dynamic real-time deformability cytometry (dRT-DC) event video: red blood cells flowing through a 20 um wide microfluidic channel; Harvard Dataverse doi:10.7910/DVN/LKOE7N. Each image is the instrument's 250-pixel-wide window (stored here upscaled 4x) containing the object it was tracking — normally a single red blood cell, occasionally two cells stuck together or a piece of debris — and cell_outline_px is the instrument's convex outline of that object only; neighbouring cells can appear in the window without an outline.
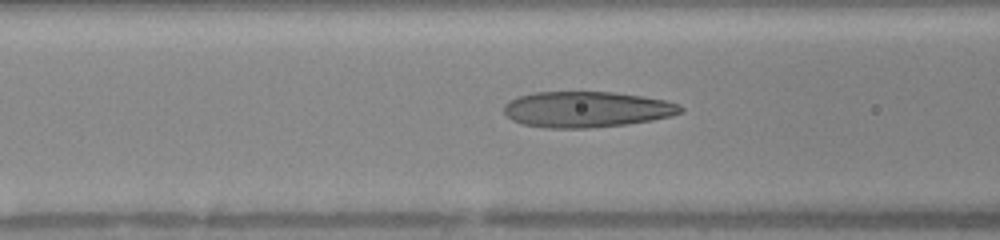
{"species": "human", "species_latin": "Homo sapiens", "temperature_condition": "warm", "stored_images_in_passage": 34, "camera_frame_rate_fps": 3000, "um_per_image_px": 0.085, "donor": {"sex": "female"}, "frame": {"image": 1, "passage_image": 10, "time_ms": 3.0, "image_size_px": [1000, 240], "cell_outline_px": [[684, 112], [672, 116], [652, 120], [628, 124], [592, 128], [544, 128], [520, 124], [512, 120], [504, 112], [504, 104], [508, 100], [516, 96], [532, 92], [616, 92], [664, 100], [680, 104], [684, 108]], "centroid_in_image_um": [49.85, 9.3], "position_along_channel_um": 116.8, "area_um2": 37.4}}
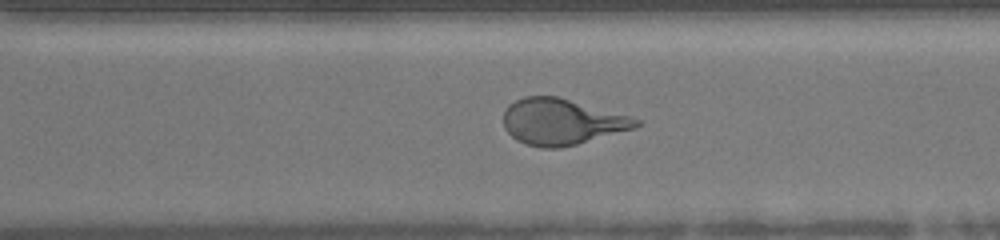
{"frame": {"image": 2, "passage_image": 25, "time_ms": 8.0, "image_size_px": [1000, 240], "cell_outline_px": [[640, 124], [636, 128], [576, 144], [560, 148], [540, 148], [524, 144], [516, 140], [504, 128], [504, 112], [508, 104], [524, 96], [556, 96], [632, 116], [640, 120]], "centroid_in_image_um": [47.74, 10.35], "position_along_channel_um": 322.9, "area_um2": 35.66}}
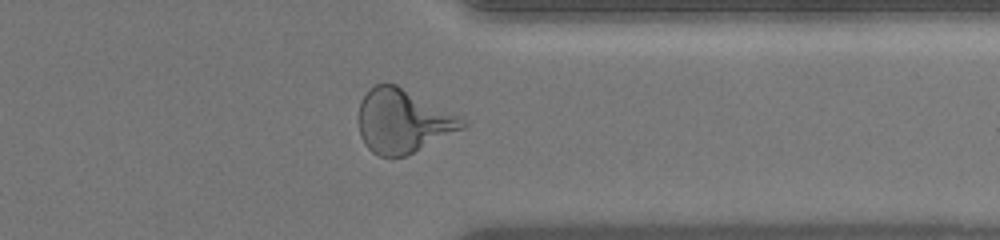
{"frame": {"image": 3, "passage_image": 29, "time_ms": 9.333, "image_size_px": [1000, 240], "cell_outline_px": [[468, 124], [464, 128], [404, 156], [380, 156], [372, 152], [364, 144], [360, 136], [356, 120], [360, 100], [368, 88], [376, 84], [396, 84], [464, 116]], "centroid_in_image_um": [34.23, 10.26], "position_along_channel_um": 377.2, "area_um2": 39.13}}